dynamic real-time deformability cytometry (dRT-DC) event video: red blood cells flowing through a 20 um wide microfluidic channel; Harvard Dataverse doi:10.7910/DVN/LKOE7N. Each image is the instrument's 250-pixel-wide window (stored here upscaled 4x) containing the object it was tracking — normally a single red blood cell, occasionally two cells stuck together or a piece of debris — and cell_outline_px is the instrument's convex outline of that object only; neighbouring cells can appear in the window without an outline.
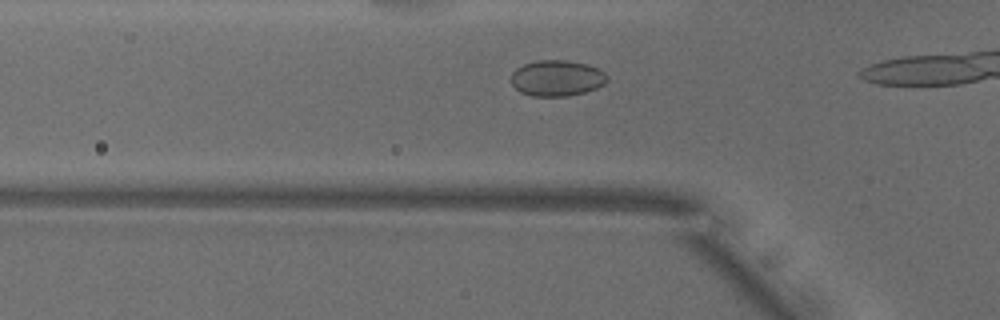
{"species": "common noctule bat (a hibernating species)", "species_latin": "Nyctalus noctula", "temperature_condition": "warm", "stored_images_in_passage": 13, "camera_frame_rate_fps": 3000, "um_per_image_px": 0.085, "animal": {"sex": "male", "body_mass_g": 18.8}, "frame": {"image": 1, "passage_image": 11, "time_ms": 3.333, "image_size_px": [1000, 320], "cell_outline_px": [[608, 80], [604, 84], [596, 88], [584, 92], [568, 96], [532, 96], [520, 92], [512, 84], [512, 72], [516, 68], [524, 64], [536, 60], [568, 60], [588, 64], [604, 72], [608, 76]], "centroid_in_image_um": [47.34, 6.63], "position_along_channel_um": 78.5, "area_um2": 20.17}}